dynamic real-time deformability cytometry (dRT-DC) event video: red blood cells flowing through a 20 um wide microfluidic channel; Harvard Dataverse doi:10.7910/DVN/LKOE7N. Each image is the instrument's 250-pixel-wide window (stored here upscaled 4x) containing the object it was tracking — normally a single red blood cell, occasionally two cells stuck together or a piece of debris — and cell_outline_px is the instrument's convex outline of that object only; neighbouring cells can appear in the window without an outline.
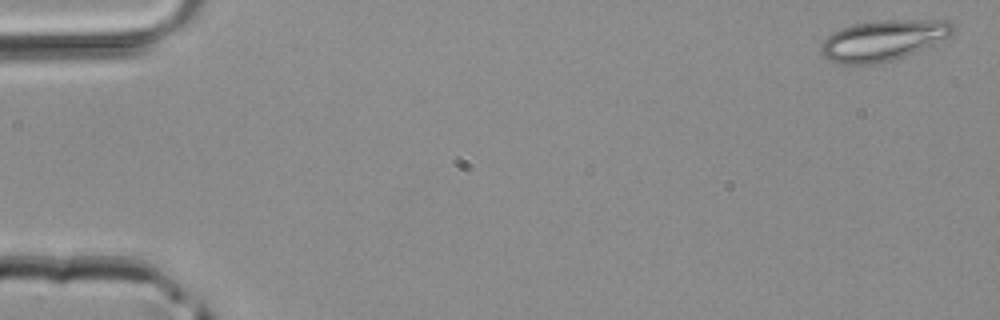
{"species": "common noctule bat (a hibernating species)", "species_latin": "Nyctalus noctula", "temperature_condition": "room temperature", "stored_images_in_passage": 5, "camera_frame_rate_fps": 3000, "um_per_image_px": 0.085, "animal": {"sex": "male", "body_mass_g": 20.4}, "frame": {"image": 1, "passage_image": 1, "time_ms": 0.0, "image_size_px": [1000, 320], "cell_outline_px": [[956, 28], [952, 36], [892, 60], [872, 64], [844, 64], [828, 60], [820, 52], [820, 48], [824, 40], [832, 32], [852, 24], [880, 20], [948, 20]], "centroid_in_image_um": [75.06, 3.41], "position_along_channel_um": 9.9, "area_um2": 30.98}}
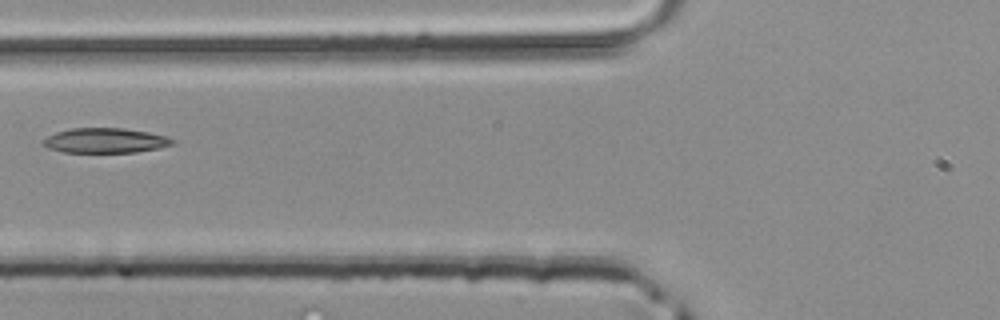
{"frame": {"image": 2, "passage_image": 5, "time_ms": 1.333, "image_size_px": [1000, 320], "cell_outline_px": [[176, 144], [160, 148], [136, 152], [64, 152], [48, 148], [40, 144], [40, 140], [56, 132], [72, 128], [124, 128], [148, 132], [164, 136], [176, 140]], "centroid_in_image_um": [8.94, 11.95], "position_along_channel_um": 116.9, "area_um2": 18.9}}